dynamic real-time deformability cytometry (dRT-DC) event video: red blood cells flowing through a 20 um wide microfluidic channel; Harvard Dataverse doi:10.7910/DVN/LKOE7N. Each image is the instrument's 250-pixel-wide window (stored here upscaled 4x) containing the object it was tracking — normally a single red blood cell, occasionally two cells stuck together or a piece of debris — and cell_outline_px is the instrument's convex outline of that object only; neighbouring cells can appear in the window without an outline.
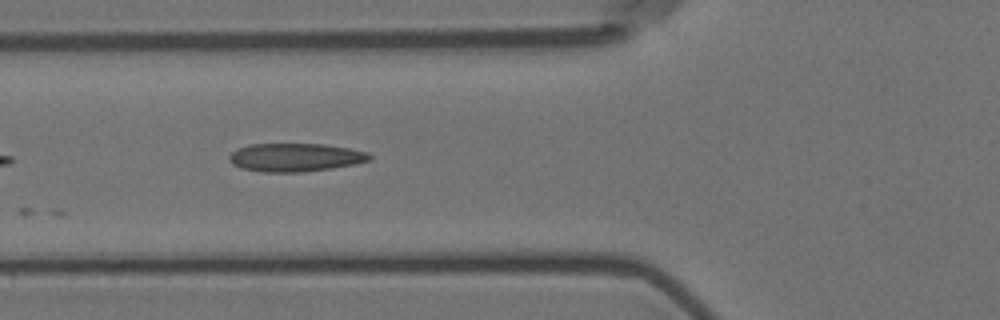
{"species": "Egyptian fruit bat (a non-hibernating species)", "species_latin": "Rousettus aegyptiacus", "temperature_condition": "room temperature", "stored_images_in_passage": 7, "camera_frame_rate_fps": 3000, "um_per_image_px": 0.085, "animal": {"sex": "female"}, "frame": {"image": 1, "passage_image": 6, "time_ms": 6.667, "image_size_px": [1000, 320], "cell_outline_px": [[372, 160], [332, 168], [300, 172], [264, 172], [240, 168], [232, 164], [228, 160], [228, 156], [236, 148], [248, 144], [324, 144], [348, 148], [368, 152], [372, 156]], "centroid_in_image_um": [25.06, 13.37], "position_along_channel_um": 100.7, "area_um2": 23.24}}
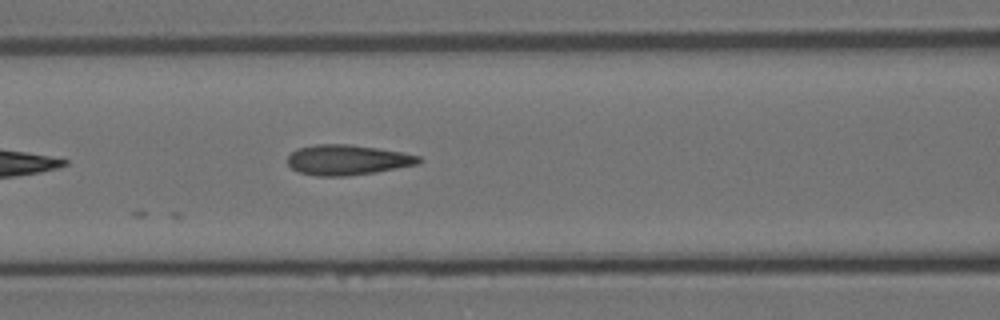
{"frame": {"image": 2, "passage_image": 7, "time_ms": 7.667, "image_size_px": [1000, 320], "cell_outline_px": [[424, 160], [420, 164], [376, 172], [348, 176], [316, 176], [296, 172], [288, 164], [288, 156], [296, 148], [316, 144], [348, 144], [404, 152], [420, 156]], "centroid_in_image_um": [29.55, 13.59], "position_along_channel_um": 137.1, "area_um2": 23.41}}